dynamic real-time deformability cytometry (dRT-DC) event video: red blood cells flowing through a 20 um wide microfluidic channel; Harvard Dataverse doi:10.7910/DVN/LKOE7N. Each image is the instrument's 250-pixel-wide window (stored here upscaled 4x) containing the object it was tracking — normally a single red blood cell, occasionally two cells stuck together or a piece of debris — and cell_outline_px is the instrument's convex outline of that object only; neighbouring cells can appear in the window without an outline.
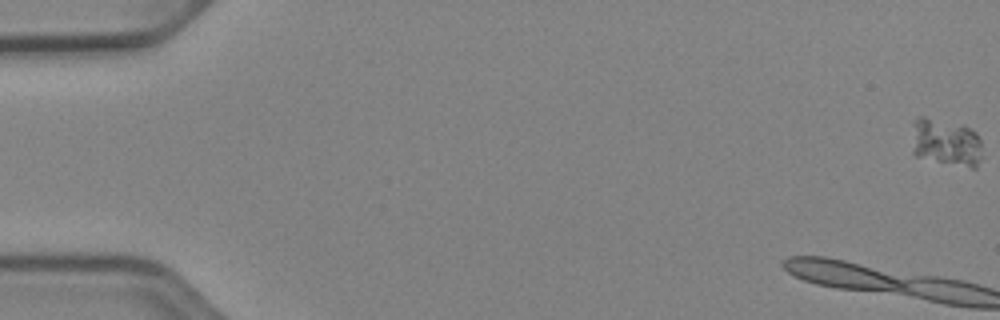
{"species": "Egyptian fruit bat (a non-hibernating species)", "species_latin": "Rousettus aegyptiacus", "temperature_condition": "cold", "stored_images_in_passage": 8, "camera_frame_rate_fps": 3000, "um_per_image_px": 0.085, "animal": {"sex": "female"}, "frame": {"image": 1, "passage_image": 1, "time_ms": 0.0, "image_size_px": [1000, 320], "cell_outline_px": [[980, 156], [976, 168], [972, 168], [916, 156], [912, 152], [912, 120], [916, 116], [924, 116], [964, 124], [976, 132], [980, 140]], "centroid_in_image_um": [80.35, 12.04], "position_along_channel_um": 4.6, "area_um2": 19.71}}